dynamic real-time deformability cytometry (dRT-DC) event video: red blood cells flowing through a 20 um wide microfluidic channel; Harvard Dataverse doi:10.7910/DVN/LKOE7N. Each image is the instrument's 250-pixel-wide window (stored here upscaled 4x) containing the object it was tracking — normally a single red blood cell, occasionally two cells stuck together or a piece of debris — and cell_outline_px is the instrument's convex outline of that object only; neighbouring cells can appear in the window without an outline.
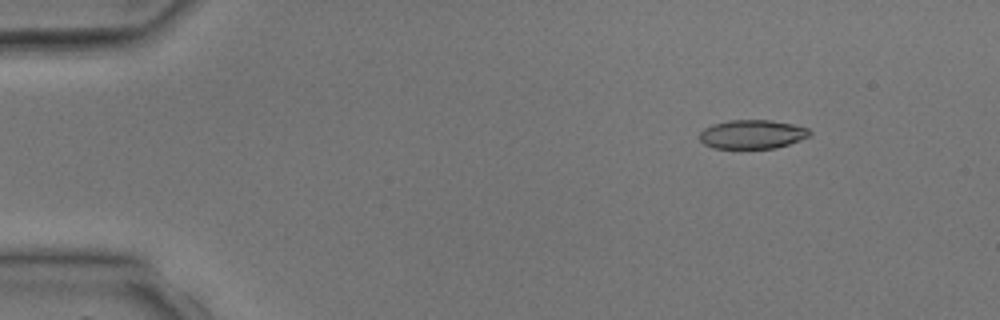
{"species": "common noctule bat (a hibernating species)", "species_latin": "Nyctalus noctula", "temperature_condition": "room temperature", "stored_images_in_passage": 5, "camera_frame_rate_fps": 3000, "um_per_image_px": 0.085, "animal": {"sex": "male", "body_mass_g": 17.9, "forearm_length_mm": 54.2}, "frame": {"image": 1, "passage_image": 1, "time_ms": 0.0, "image_size_px": [1000, 320], "cell_outline_px": [[812, 136], [776, 148], [712, 148], [704, 144], [700, 140], [700, 132], [704, 128], [712, 124], [728, 120], [772, 120], [792, 124], [808, 128], [812, 132]], "centroid_in_image_um": [63.95, 11.41], "position_along_channel_um": 21.0, "area_um2": 18.67}}